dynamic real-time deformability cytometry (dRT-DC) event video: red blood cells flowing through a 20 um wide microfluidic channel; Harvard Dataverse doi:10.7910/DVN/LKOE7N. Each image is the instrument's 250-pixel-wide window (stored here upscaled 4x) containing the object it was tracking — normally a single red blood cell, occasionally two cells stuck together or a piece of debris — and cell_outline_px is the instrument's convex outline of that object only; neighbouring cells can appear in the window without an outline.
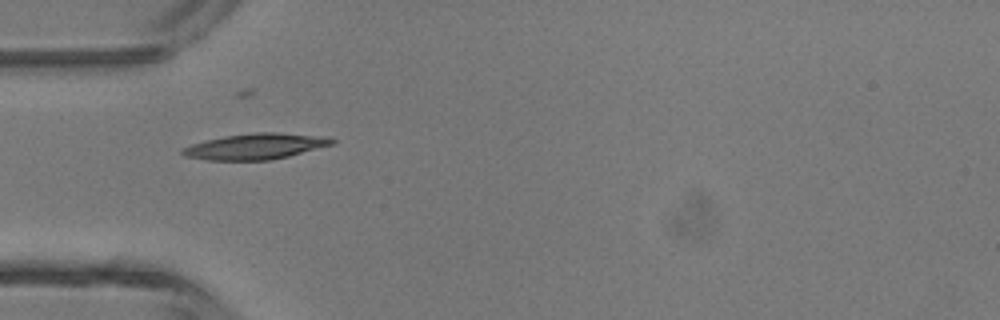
{"species": "common noctule bat (a hibernating species)", "species_latin": "Nyctalus noctula", "temperature_condition": "room temperature", "stored_images_in_passage": 2, "camera_frame_rate_fps": 3000, "um_per_image_px": 0.085, "animal": {"sex": "male", "body_mass_g": 13.3}, "frame": {"image": 1, "passage_image": 1, "time_ms": 0.0, "image_size_px": [1000, 320], "cell_outline_px": [[336, 140], [332, 144], [288, 156], [268, 160], [208, 160], [184, 156], [180, 152], [180, 148], [192, 144], [224, 136], [256, 132], [276, 132], [328, 136]], "centroid_in_image_um": [21.71, 12.43], "position_along_channel_um": 63.3, "area_um2": 22.43}}